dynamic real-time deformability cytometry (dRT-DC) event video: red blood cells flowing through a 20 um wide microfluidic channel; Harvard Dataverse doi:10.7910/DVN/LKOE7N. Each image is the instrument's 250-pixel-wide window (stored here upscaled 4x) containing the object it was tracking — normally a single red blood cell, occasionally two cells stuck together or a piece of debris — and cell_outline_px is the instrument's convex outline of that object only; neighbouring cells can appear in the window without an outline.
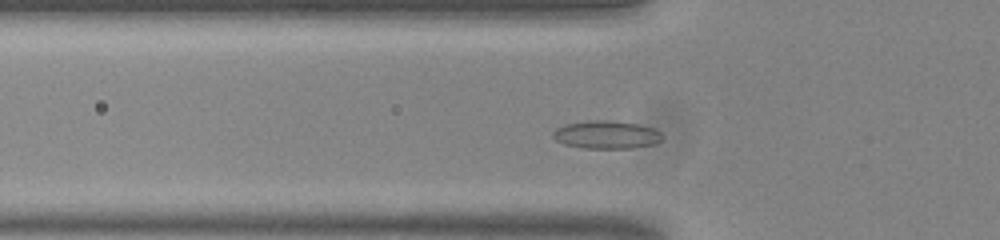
{"species": "common noctule bat (a hibernating species)", "species_latin": "Nyctalus noctula", "temperature_condition": "room temperature", "stored_images_in_passage": 46, "camera_frame_rate_fps": 3000, "um_per_image_px": 0.085, "animal": {"sex": "male", "body_mass_g": 20.0, "forearm_length_mm": 53.3}, "frame": {"image": 1, "passage_image": 10, "time_ms": 3.0, "image_size_px": [1000, 240], "cell_outline_px": [[664, 136], [656, 144], [632, 148], [584, 148], [564, 144], [556, 140], [552, 136], [552, 132], [556, 128], [564, 124], [584, 120], [612, 120], [640, 124], [652, 128], [660, 132]], "centroid_in_image_um": [51.54, 11.44], "position_along_channel_um": 74.3, "area_um2": 18.09}}
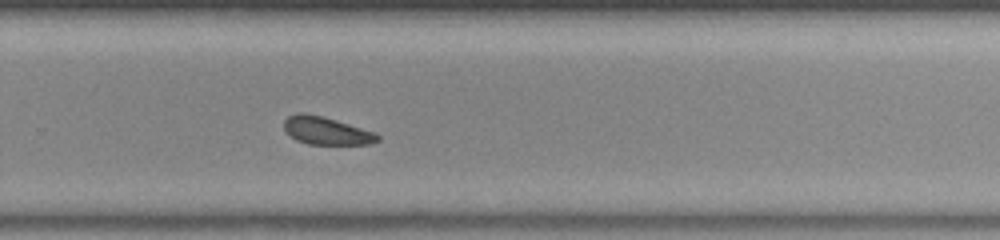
{"frame": {"image": 2, "passage_image": 28, "time_ms": 9.0, "image_size_px": [1000, 240], "cell_outline_px": [[380, 140], [372, 144], [308, 144], [296, 140], [284, 128], [284, 120], [288, 116], [296, 112], [304, 112], [320, 116], [376, 132], [380, 136]], "centroid_in_image_um": [27.75, 11.11], "position_along_channel_um": 302.0, "area_um2": 15.03}}
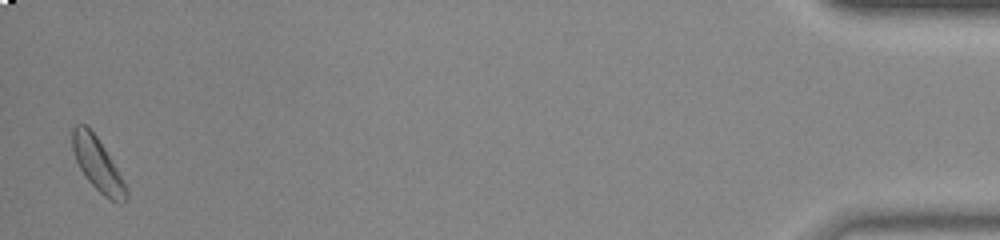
{"frame": {"image": 3, "passage_image": 45, "time_ms": 14.667, "image_size_px": [1000, 240], "cell_outline_px": [[128, 196], [124, 204], [112, 200], [104, 196], [84, 176], [76, 160], [72, 148], [72, 128], [76, 124], [84, 124], [96, 136], [104, 148], [128, 188]], "centroid_in_image_um": [8.3, 13.99], "position_along_channel_um": 426.9, "area_um2": 16.36}}